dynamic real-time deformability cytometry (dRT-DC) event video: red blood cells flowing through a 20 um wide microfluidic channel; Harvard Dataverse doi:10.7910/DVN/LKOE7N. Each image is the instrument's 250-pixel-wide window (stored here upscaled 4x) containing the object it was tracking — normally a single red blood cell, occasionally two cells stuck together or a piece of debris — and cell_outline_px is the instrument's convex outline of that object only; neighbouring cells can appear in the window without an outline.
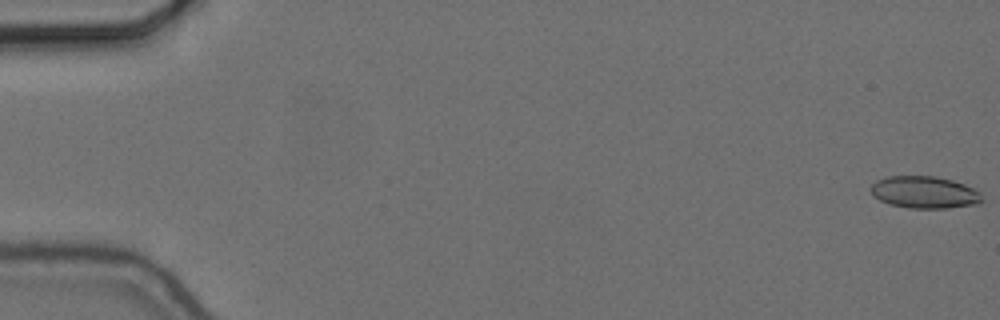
{"species": "common noctule bat (a hibernating species)", "species_latin": "Nyctalus noctula", "temperature_condition": "cold", "stored_images_in_passage": 53, "camera_frame_rate_fps": 3000, "um_per_image_px": 0.085, "animal": {"sex": "female", "body_mass_g": 24.6, "forearm_length_mm": 56.2}, "frame": {"image": 1, "passage_image": 1, "time_ms": 0.0, "image_size_px": [1000, 320], "cell_outline_px": [[984, 200], [980, 204], [948, 208], [908, 208], [888, 204], [872, 196], [868, 188], [876, 180], [888, 176], [936, 176], [952, 180], [964, 184], [980, 192]], "centroid_in_image_um": [78.56, 16.35], "position_along_channel_um": 6.4, "area_um2": 21.15}}
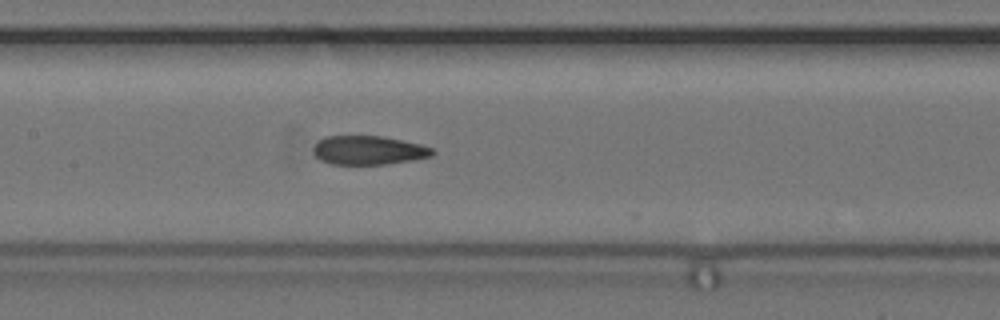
{"frame": {"image": 2, "passage_image": 28, "time_ms": 9.0, "image_size_px": [1000, 320], "cell_outline_px": [[436, 152], [432, 156], [412, 160], [388, 164], [328, 164], [320, 160], [312, 152], [312, 148], [324, 136], [380, 136], [420, 144], [432, 148]], "centroid_in_image_um": [31.3, 12.78], "position_along_channel_um": 176.1, "area_um2": 20.06}}
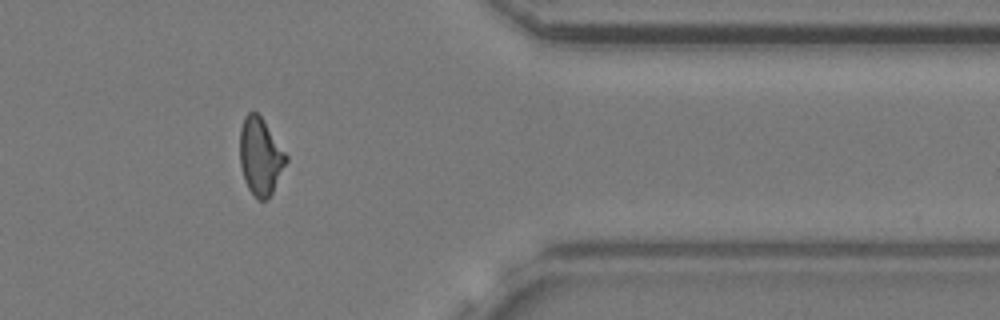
{"frame": {"image": 3, "passage_image": 47, "time_ms": 15.333, "image_size_px": [1000, 320], "cell_outline_px": [[288, 160], [268, 200], [256, 200], [248, 188], [244, 180], [240, 164], [240, 128], [244, 116], [248, 112], [256, 112], [264, 120], [288, 156]], "centroid_in_image_um": [22.13, 13.3], "position_along_channel_um": 389.3, "area_um2": 20.92}, "authors_computed_cell_mechanics": {"area_um2": 21.0392, "velocity_mm_per_s": 3.6711, "shape_relaxation_time_tau1_ms": null, "shape_relaxation_time_tau2_ms": 2.0781, "deformation_change_tau1": null, "deformation_change_tau2": 0.073}}